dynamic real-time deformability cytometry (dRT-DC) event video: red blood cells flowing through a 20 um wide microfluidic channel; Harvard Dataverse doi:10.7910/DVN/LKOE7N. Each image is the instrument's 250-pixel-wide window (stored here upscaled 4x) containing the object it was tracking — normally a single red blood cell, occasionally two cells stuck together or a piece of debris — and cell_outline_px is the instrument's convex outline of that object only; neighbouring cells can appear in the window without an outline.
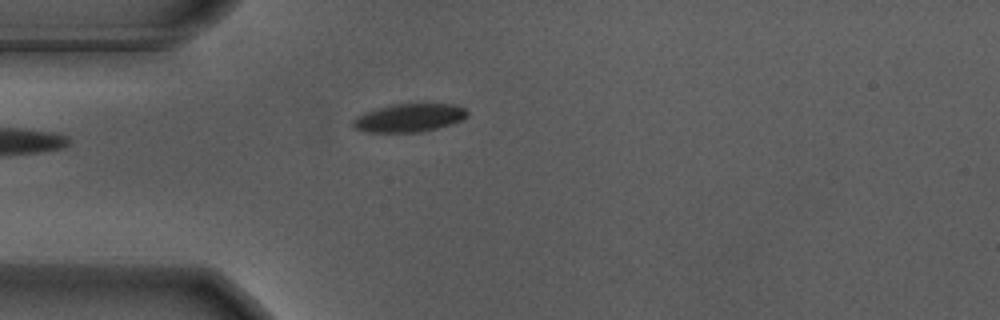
{"species": "Egyptian fruit bat (a non-hibernating species)", "species_latin": "Rousettus aegyptiacus", "temperature_condition": "warm", "stored_images_in_passage": 42, "camera_frame_rate_fps": 3000, "um_per_image_px": 0.085, "animal": {"sex": "male"}, "frame": {"image": 1, "passage_image": 1, "time_ms": 0.0, "image_size_px": [1000, 320], "cell_outline_px": [[468, 116], [452, 124], [420, 132], [368, 132], [352, 128], [352, 120], [356, 116], [364, 112], [376, 108], [392, 104], [456, 104], [464, 108], [468, 112]], "centroid_in_image_um": [34.74, 10.01], "position_along_channel_um": 50.3, "area_um2": 18.9}}
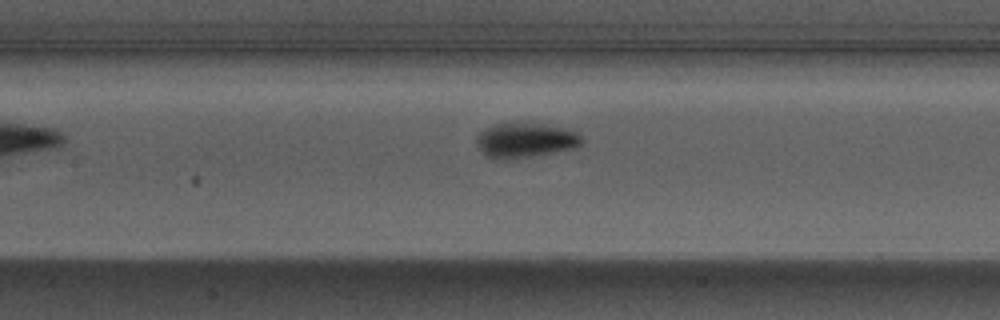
{"frame": {"image": 2, "passage_image": 11, "time_ms": 3.333, "image_size_px": [1000, 320], "cell_outline_px": [[584, 140], [576, 148], [512, 160], [492, 160], [480, 148], [476, 140], [476, 136], [484, 128], [492, 124], [544, 124], [564, 128], [576, 132]], "centroid_in_image_um": [44.64, 11.95], "position_along_channel_um": 162.8, "area_um2": 21.33}}
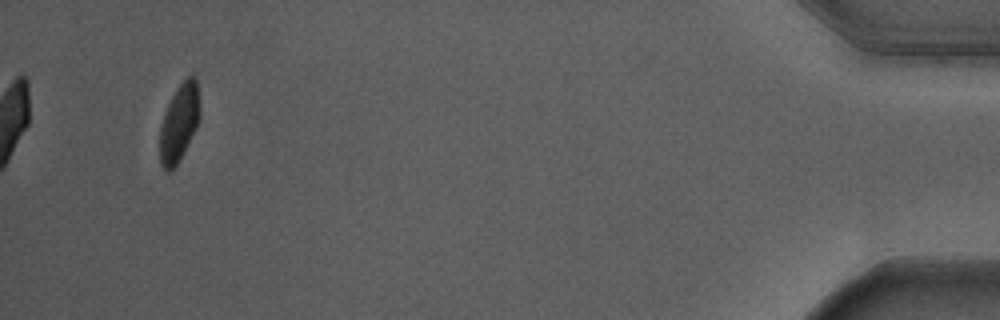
{"frame": {"image": 3, "passage_image": 39, "time_ms": 12.667, "image_size_px": [1000, 320], "cell_outline_px": [[200, 120], [180, 160], [172, 172], [168, 172], [160, 164], [160, 128], [168, 104], [176, 88], [188, 76], [196, 76], [200, 108]], "centroid_in_image_um": [15.24, 10.46], "position_along_channel_um": 420.0, "area_um2": 18.09}, "authors_computed_cell_mechanics": {"area_um2": 19.7965, "velocity_mm_per_s": 3.6622, "shape_relaxation_time_tau1_ms": 2.5265, "shape_relaxation_time_tau2_ms": null, "deformation_change_tau1": 0.1503, "deformation_change_tau2": null}}